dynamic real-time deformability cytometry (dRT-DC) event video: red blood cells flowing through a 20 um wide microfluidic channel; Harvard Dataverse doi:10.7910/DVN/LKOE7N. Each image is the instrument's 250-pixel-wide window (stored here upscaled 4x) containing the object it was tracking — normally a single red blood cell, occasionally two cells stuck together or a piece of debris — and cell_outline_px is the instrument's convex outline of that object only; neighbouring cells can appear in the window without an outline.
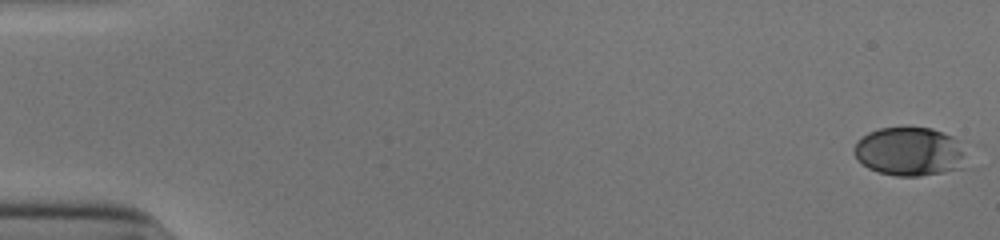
{"species": "human", "species_latin": "Homo sapiens", "temperature_condition": "cold", "stored_images_in_passage": 53, "camera_frame_rate_fps": 3000, "um_per_image_px": 0.085, "donor": {"sex": "male"}, "frame": {"image": 1, "passage_image": 1, "time_ms": 0.0, "image_size_px": [1000, 240], "cell_outline_px": [[964, 168], [944, 172], [920, 176], [896, 176], [880, 172], [868, 168], [852, 152], [852, 148], [856, 140], [868, 132], [880, 128], [932, 128], [952, 136], [956, 140], [964, 164]], "centroid_in_image_um": [77.23, 12.89], "position_along_channel_um": 7.8, "area_um2": 31.44}}
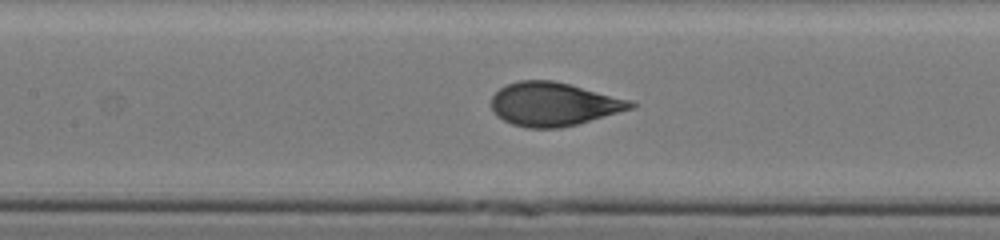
{"frame": {"image": 2, "passage_image": 26, "time_ms": 8.333, "image_size_px": [1000, 240], "cell_outline_px": [[636, 104], [632, 108], [576, 124], [560, 128], [528, 128], [512, 124], [496, 116], [492, 112], [492, 96], [500, 88], [508, 84], [520, 80], [552, 80], [632, 100]], "centroid_in_image_um": [47.02, 8.85], "position_along_channel_um": 160.4, "area_um2": 35.03}}
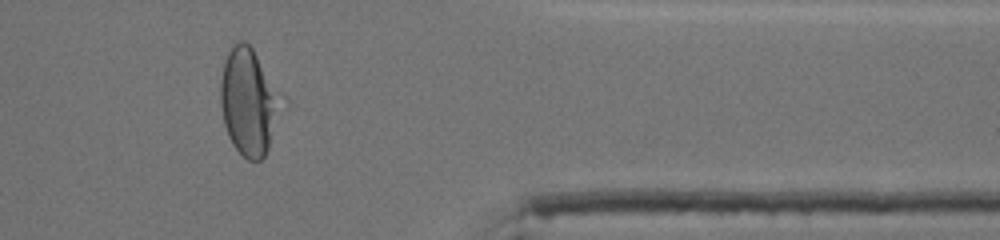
{"frame": {"image": 3, "passage_image": 45, "time_ms": 14.667, "image_size_px": [1000, 240], "cell_outline_px": [[268, 148], [264, 156], [260, 160], [248, 160], [232, 144], [228, 136], [224, 124], [220, 104], [220, 80], [224, 60], [232, 44], [236, 40], [244, 40], [252, 48], [256, 56], [268, 92]], "centroid_in_image_um": [20.8, 8.63], "position_along_channel_um": 390.6, "area_um2": 32.48}, "authors_computed_cell_mechanics": {"area_um2": 35.0268, "velocity_mm_per_s": 3.897, "shape_relaxation_time_tau1_ms": 3.0936, "shape_relaxation_time_tau2_ms": null, "deformation_change_tau1": 0.1722, "deformation_change_tau2": null}}